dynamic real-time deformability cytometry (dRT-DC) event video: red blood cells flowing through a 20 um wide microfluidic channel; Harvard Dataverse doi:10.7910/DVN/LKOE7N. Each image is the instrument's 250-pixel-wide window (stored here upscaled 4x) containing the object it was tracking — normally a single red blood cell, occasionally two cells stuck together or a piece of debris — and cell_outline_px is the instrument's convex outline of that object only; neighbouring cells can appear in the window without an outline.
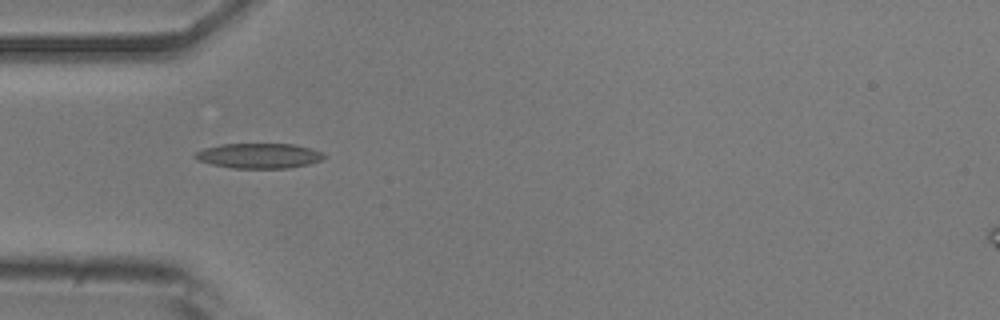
{"species": "common noctule bat (a hibernating species)", "species_latin": "Nyctalus noctula", "temperature_condition": "room temperature", "stored_images_in_passage": 6, "camera_frame_rate_fps": 3000, "um_per_image_px": 0.085, "animal": {"sex": "male", "body_mass_g": 20.5, "forearm_length_mm": 52.5}, "frame": {"image": 1, "passage_image": 1, "time_ms": 0.0, "image_size_px": [1000, 320], "cell_outline_px": [[328, 156], [320, 160], [308, 164], [288, 168], [232, 168], [212, 164], [196, 160], [192, 156], [196, 152], [204, 148], [220, 144], [296, 144], [312, 148], [324, 152]], "centroid_in_image_um": [22.03, 13.23], "position_along_channel_um": 63.0, "area_um2": 19.02}}
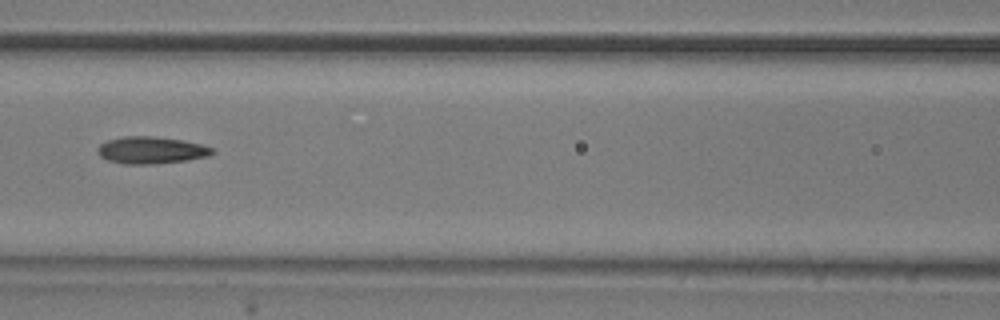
{"frame": {"image": 2, "passage_image": 3, "time_ms": 0.667, "image_size_px": [1000, 320], "cell_outline_px": [[216, 152], [208, 156], [188, 160], [156, 164], [124, 164], [108, 160], [100, 156], [96, 152], [96, 148], [100, 144], [108, 140], [124, 136], [156, 136], [184, 140], [204, 144], [212, 148]], "centroid_in_image_um": [12.87, 12.76], "position_along_channel_um": 153.7, "area_um2": 18.38}}
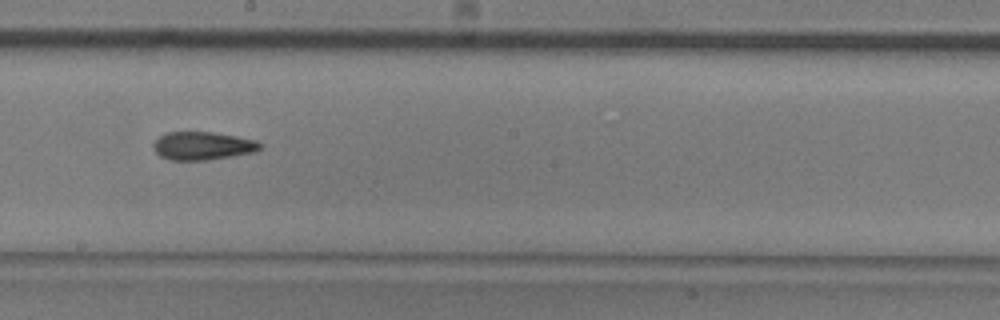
{"frame": {"image": 3, "passage_image": 5, "time_ms": 1.333, "image_size_px": [1000, 320], "cell_outline_px": [[264, 144], [256, 152], [204, 160], [168, 160], [160, 156], [152, 148], [152, 144], [160, 136], [168, 132], [212, 132], [236, 136], [256, 140]], "centroid_in_image_um": [17.22, 12.39], "position_along_channel_um": 231.0, "area_um2": 17.51}}